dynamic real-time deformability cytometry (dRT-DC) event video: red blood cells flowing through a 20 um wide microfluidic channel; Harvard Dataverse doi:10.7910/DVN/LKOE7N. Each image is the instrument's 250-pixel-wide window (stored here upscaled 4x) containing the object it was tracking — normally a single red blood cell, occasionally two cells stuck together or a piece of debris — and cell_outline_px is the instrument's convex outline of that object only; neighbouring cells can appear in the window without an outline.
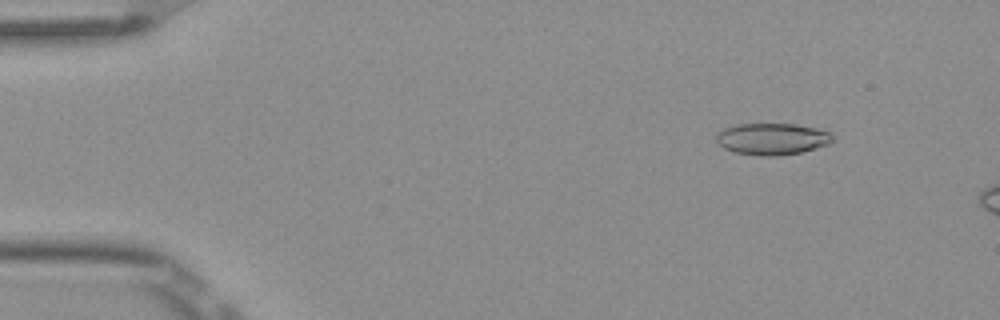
{"species": "Egyptian fruit bat (a non-hibernating species)", "species_latin": "Rousettus aegyptiacus", "temperature_condition": "room temperature", "stored_images_in_passage": 4, "camera_frame_rate_fps": 3000, "um_per_image_px": 0.085, "frame": {"image": 1, "passage_image": 1, "time_ms": 0.0, "image_size_px": [1000, 320], "cell_outline_px": [[836, 140], [828, 144], [816, 148], [800, 152], [776, 156], [760, 156], [732, 152], [724, 148], [716, 140], [716, 132], [724, 128], [736, 124], [796, 124], [816, 128], [828, 132]], "centroid_in_image_um": [65.61, 11.81], "position_along_channel_um": 19.4, "area_um2": 21.56}}